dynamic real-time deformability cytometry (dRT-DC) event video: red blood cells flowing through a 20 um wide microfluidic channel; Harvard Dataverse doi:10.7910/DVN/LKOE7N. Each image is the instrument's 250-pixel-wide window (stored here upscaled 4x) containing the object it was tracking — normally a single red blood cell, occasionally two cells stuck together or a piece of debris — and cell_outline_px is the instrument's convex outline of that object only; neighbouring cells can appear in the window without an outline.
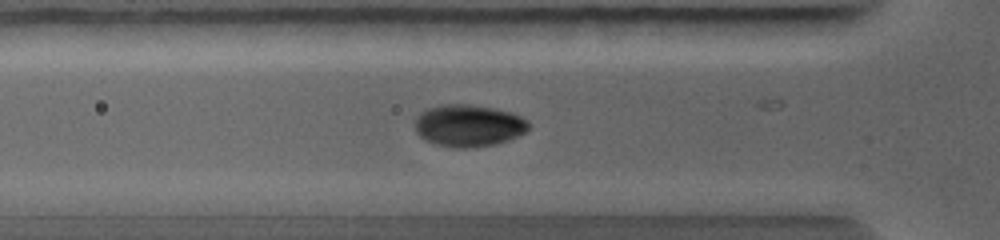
{"species": "common noctule bat (a hibernating species)", "species_latin": "Nyctalus noctula", "temperature_condition": "warm", "stored_images_in_passage": 10, "camera_frame_rate_fps": 5000, "um_per_image_px": 0.085, "animal": {"sex": "female", "body_mass_g": 19.0, "forearm_length_mm": 56.7}, "frame": {"image": 1, "passage_image": 2, "time_ms": 0.2, "image_size_px": [1000, 240], "cell_outline_px": [[528, 128], [524, 132], [508, 140], [496, 144], [468, 148], [456, 148], [436, 144], [424, 140], [416, 132], [416, 116], [424, 108], [440, 104], [468, 104], [496, 108], [512, 112], [528, 120]], "centroid_in_image_um": [39.79, 10.66], "position_along_channel_um": 86.0, "area_um2": 28.09}}
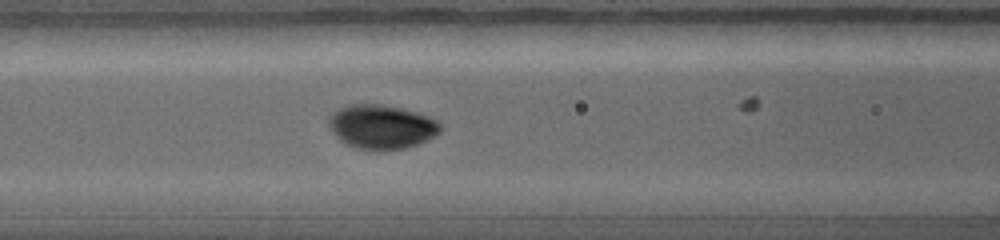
{"frame": {"image": 2, "passage_image": 5, "time_ms": 1.0, "image_size_px": [1000, 240], "cell_outline_px": [[440, 132], [428, 140], [404, 148], [356, 148], [340, 140], [336, 136], [328, 124], [328, 116], [332, 112], [348, 104], [376, 104], [400, 108], [416, 112], [428, 116], [436, 120], [440, 124]], "centroid_in_image_um": [32.41, 10.74], "position_along_channel_um": 134.2, "area_um2": 28.09}}
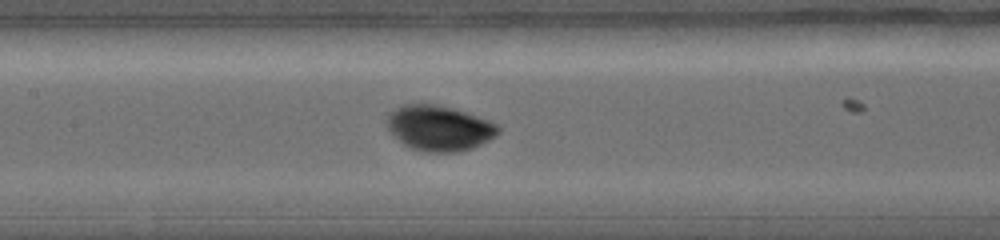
{"frame": {"image": 3, "passage_image": 8, "time_ms": 1.6, "image_size_px": [1000, 240], "cell_outline_px": [[500, 132], [496, 136], [472, 148], [456, 152], [424, 152], [412, 148], [404, 144], [388, 128], [388, 116], [400, 104], [432, 104], [452, 108], [488, 120], [496, 124], [500, 128]], "centroid_in_image_um": [37.35, 10.89], "position_along_channel_um": 170.1, "area_um2": 28.9}}